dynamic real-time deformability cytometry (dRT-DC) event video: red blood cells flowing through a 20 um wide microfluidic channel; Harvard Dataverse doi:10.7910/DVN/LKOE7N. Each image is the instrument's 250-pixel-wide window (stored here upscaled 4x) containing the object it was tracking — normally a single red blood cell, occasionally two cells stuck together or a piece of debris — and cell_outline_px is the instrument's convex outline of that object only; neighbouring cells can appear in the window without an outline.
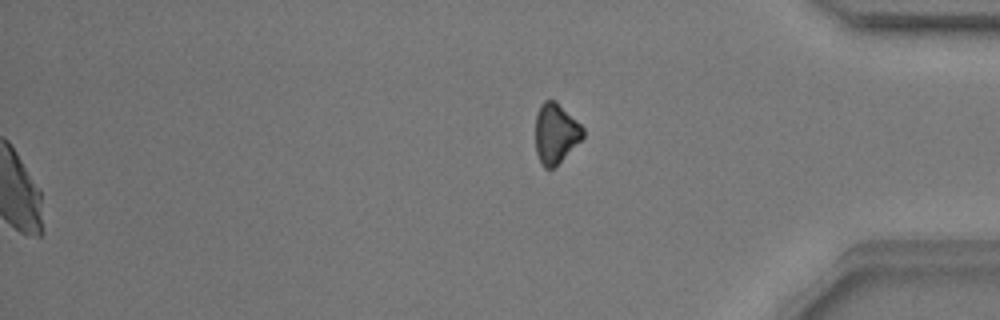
{"species": "common noctule bat (a hibernating species)", "species_latin": "Nyctalus noctula", "temperature_condition": "warm", "stored_images_in_passage": 50, "segment_of_instrument_passage": [2, 2], "camera_frame_rate_fps": 3000, "um_per_image_px": 0.085, "animal": {"sex": "male", "body_mass_g": 17.9}, "frame": {"image": 1, "passage_image": 50, "time_ms": 16.333, "image_size_px": [1000, 320], "cell_outline_px": [[584, 136], [556, 168], [544, 168], [540, 164], [536, 152], [536, 116], [540, 104], [544, 100], [556, 100], [584, 128]], "centroid_in_image_um": [47.23, 11.36], "position_along_channel_um": 388.0, "area_um2": 16.82}}